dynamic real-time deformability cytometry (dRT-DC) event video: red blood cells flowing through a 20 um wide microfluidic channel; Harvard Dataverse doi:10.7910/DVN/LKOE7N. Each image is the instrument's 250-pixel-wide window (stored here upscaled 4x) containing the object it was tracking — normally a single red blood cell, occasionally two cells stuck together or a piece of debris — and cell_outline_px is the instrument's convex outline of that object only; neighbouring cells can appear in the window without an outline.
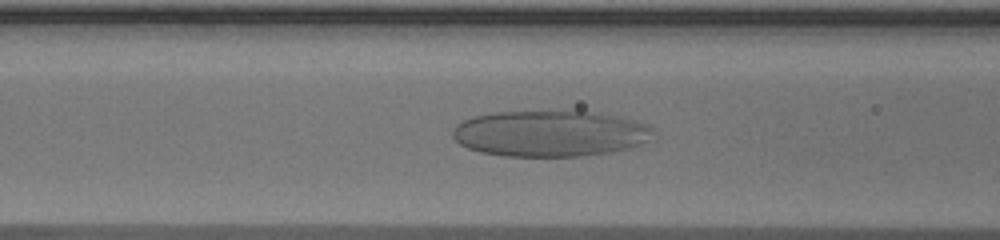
{"species": "human", "species_latin": "Homo sapiens", "temperature_condition": "warm", "stored_images_in_passage": 43, "camera_frame_rate_fps": 3000, "um_per_image_px": 0.085, "donor": {"sex": "male"}, "frame": {"image": 1, "passage_image": 11, "time_ms": 3.333, "image_size_px": [1000, 240], "cell_outline_px": [[652, 140], [640, 144], [608, 152], [580, 156], [504, 156], [480, 152], [468, 148], [460, 144], [452, 136], [452, 132], [456, 124], [472, 116], [496, 112], [592, 112], [616, 116], [648, 124], [652, 128]], "centroid_in_image_um": [46.72, 11.35], "position_along_channel_um": 119.9, "area_um2": 53.41}}
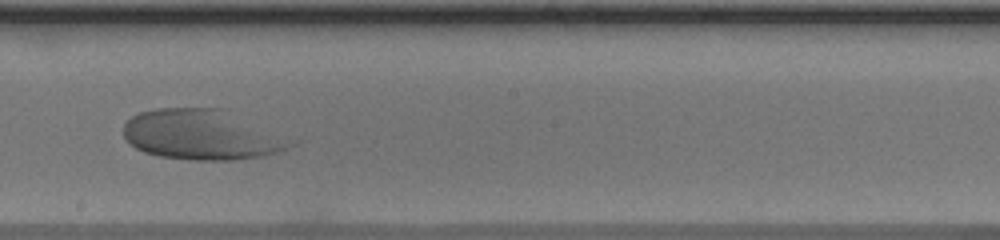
{"frame": {"image": 2, "passage_image": 20, "time_ms": 6.333, "image_size_px": [1000, 240], "cell_outline_px": [[292, 144], [288, 148], [276, 152], [260, 156], [236, 160], [188, 160], [160, 156], [144, 152], [136, 148], [124, 136], [124, 124], [132, 116], [140, 112], [156, 108], [220, 108]], "centroid_in_image_um": [16.95, 11.47], "position_along_channel_um": 231.3, "area_um2": 46.93}}
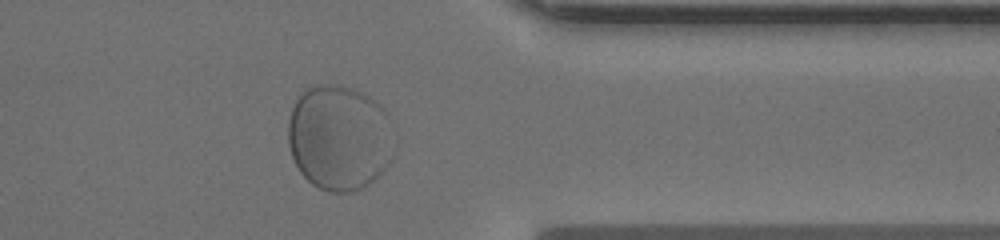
{"frame": {"image": 3, "passage_image": 33, "time_ms": 10.667, "image_size_px": [1000, 240], "cell_outline_px": [[392, 156], [388, 164], [364, 188], [356, 192], [328, 192], [312, 184], [300, 172], [292, 156], [288, 144], [288, 120], [292, 108], [296, 100], [304, 88], [316, 84], [336, 84], [352, 88], [368, 96], [384, 112], [392, 152]], "centroid_in_image_um": [28.75, 11.71], "position_along_channel_um": 382.7, "area_um2": 64.39}}